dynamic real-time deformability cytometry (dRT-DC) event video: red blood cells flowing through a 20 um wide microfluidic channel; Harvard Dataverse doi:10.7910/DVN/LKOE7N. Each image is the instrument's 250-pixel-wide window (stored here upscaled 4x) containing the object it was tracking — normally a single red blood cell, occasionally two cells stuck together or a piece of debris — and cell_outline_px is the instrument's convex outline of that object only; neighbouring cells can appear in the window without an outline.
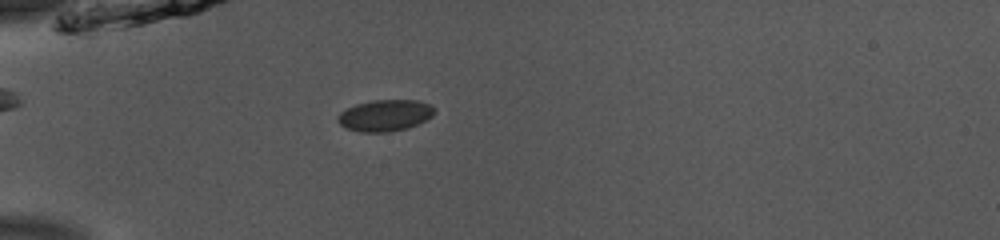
{"species": "common noctule bat (a hibernating species)", "species_latin": "Nyctalus noctula", "temperature_condition": "room temperature", "stored_images_in_passage": 25, "camera_frame_rate_fps": 3000, "um_per_image_px": 0.085, "animal": {"sex": "male", "body_mass_g": 13.0, "forearm_length_mm": 53.1}, "frame": {"image": 1, "passage_image": 1, "time_ms": 0.0, "image_size_px": [1000, 240], "cell_outline_px": [[436, 112], [432, 116], [408, 128], [388, 132], [360, 132], [344, 128], [336, 120], [336, 116], [340, 112], [356, 104], [372, 100], [420, 100], [432, 104], [436, 108]], "centroid_in_image_um": [32.73, 9.8], "position_along_channel_um": 52.3, "area_um2": 17.98}}
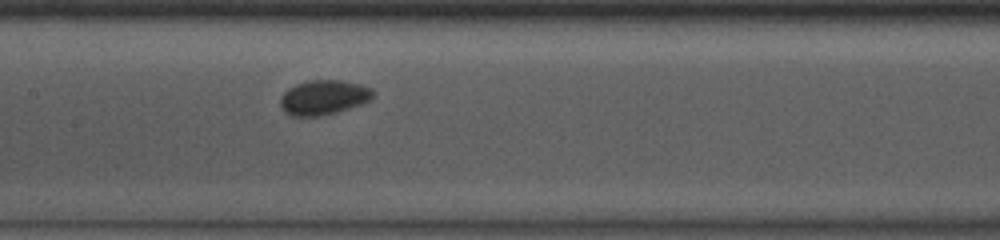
{"frame": {"image": 2, "passage_image": 12, "time_ms": 3.667, "image_size_px": [1000, 240], "cell_outline_px": [[376, 96], [360, 104], [336, 112], [320, 116], [292, 116], [284, 112], [280, 108], [280, 96], [288, 88], [296, 84], [308, 80], [340, 80], [360, 84], [372, 88]], "centroid_in_image_um": [27.48, 8.27], "position_along_channel_um": 179.9, "area_um2": 18.84}}
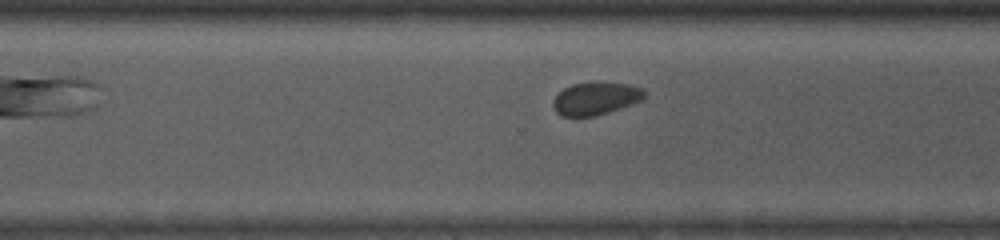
{"frame": {"image": 3, "passage_image": 23, "time_ms": 7.333, "image_size_px": [1000, 240], "cell_outline_px": [[648, 92], [640, 100], [632, 104], [596, 116], [560, 116], [556, 112], [552, 104], [552, 100], [564, 88], [572, 84], [628, 84], [644, 88]], "centroid_in_image_um": [50.63, 8.4], "position_along_channel_um": 320.0, "area_um2": 16.99}}